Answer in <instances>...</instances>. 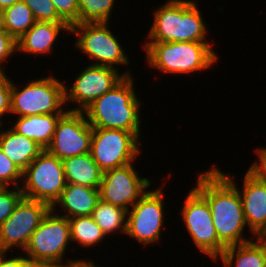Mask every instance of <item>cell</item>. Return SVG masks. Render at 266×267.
<instances>
[{"label": "cell", "mask_w": 266, "mask_h": 267, "mask_svg": "<svg viewBox=\"0 0 266 267\" xmlns=\"http://www.w3.org/2000/svg\"><path fill=\"white\" fill-rule=\"evenodd\" d=\"M63 114H41L17 117L13 129L35 141L43 150L51 144L57 123Z\"/></svg>", "instance_id": "20"}, {"label": "cell", "mask_w": 266, "mask_h": 267, "mask_svg": "<svg viewBox=\"0 0 266 267\" xmlns=\"http://www.w3.org/2000/svg\"><path fill=\"white\" fill-rule=\"evenodd\" d=\"M96 264L93 262V261H84V260H80L76 266L77 267H98V266H95Z\"/></svg>", "instance_id": "36"}, {"label": "cell", "mask_w": 266, "mask_h": 267, "mask_svg": "<svg viewBox=\"0 0 266 267\" xmlns=\"http://www.w3.org/2000/svg\"><path fill=\"white\" fill-rule=\"evenodd\" d=\"M57 14L69 25L78 24V0H51Z\"/></svg>", "instance_id": "30"}, {"label": "cell", "mask_w": 266, "mask_h": 267, "mask_svg": "<svg viewBox=\"0 0 266 267\" xmlns=\"http://www.w3.org/2000/svg\"><path fill=\"white\" fill-rule=\"evenodd\" d=\"M17 52L16 40L3 28L0 31V73H5L2 70V65L8 57H11Z\"/></svg>", "instance_id": "32"}, {"label": "cell", "mask_w": 266, "mask_h": 267, "mask_svg": "<svg viewBox=\"0 0 266 267\" xmlns=\"http://www.w3.org/2000/svg\"><path fill=\"white\" fill-rule=\"evenodd\" d=\"M24 198L42 201L51 207L60 198L67 181L62 160L46 149L22 172Z\"/></svg>", "instance_id": "7"}, {"label": "cell", "mask_w": 266, "mask_h": 267, "mask_svg": "<svg viewBox=\"0 0 266 267\" xmlns=\"http://www.w3.org/2000/svg\"><path fill=\"white\" fill-rule=\"evenodd\" d=\"M23 197L20 187L10 190L9 186H0V225L12 215Z\"/></svg>", "instance_id": "28"}, {"label": "cell", "mask_w": 266, "mask_h": 267, "mask_svg": "<svg viewBox=\"0 0 266 267\" xmlns=\"http://www.w3.org/2000/svg\"><path fill=\"white\" fill-rule=\"evenodd\" d=\"M65 83L57 80L55 76L35 79L23 89H19L11 81V109L10 113L18 117L41 114H64Z\"/></svg>", "instance_id": "6"}, {"label": "cell", "mask_w": 266, "mask_h": 267, "mask_svg": "<svg viewBox=\"0 0 266 267\" xmlns=\"http://www.w3.org/2000/svg\"><path fill=\"white\" fill-rule=\"evenodd\" d=\"M3 29L2 12L0 11V31Z\"/></svg>", "instance_id": "39"}, {"label": "cell", "mask_w": 266, "mask_h": 267, "mask_svg": "<svg viewBox=\"0 0 266 267\" xmlns=\"http://www.w3.org/2000/svg\"><path fill=\"white\" fill-rule=\"evenodd\" d=\"M33 267H56L52 265H34Z\"/></svg>", "instance_id": "40"}, {"label": "cell", "mask_w": 266, "mask_h": 267, "mask_svg": "<svg viewBox=\"0 0 266 267\" xmlns=\"http://www.w3.org/2000/svg\"><path fill=\"white\" fill-rule=\"evenodd\" d=\"M116 0H78L80 23L110 22Z\"/></svg>", "instance_id": "26"}, {"label": "cell", "mask_w": 266, "mask_h": 267, "mask_svg": "<svg viewBox=\"0 0 266 267\" xmlns=\"http://www.w3.org/2000/svg\"><path fill=\"white\" fill-rule=\"evenodd\" d=\"M118 69L99 65H89L77 74L72 86L64 89L65 103L73 102L78 106L70 111H83L93 101L111 90L125 76H131L129 70L118 73ZM70 88V89H68ZM68 102V103H67Z\"/></svg>", "instance_id": "12"}, {"label": "cell", "mask_w": 266, "mask_h": 267, "mask_svg": "<svg viewBox=\"0 0 266 267\" xmlns=\"http://www.w3.org/2000/svg\"><path fill=\"white\" fill-rule=\"evenodd\" d=\"M146 60L168 74H189L209 69L218 60L211 42H146Z\"/></svg>", "instance_id": "4"}, {"label": "cell", "mask_w": 266, "mask_h": 267, "mask_svg": "<svg viewBox=\"0 0 266 267\" xmlns=\"http://www.w3.org/2000/svg\"><path fill=\"white\" fill-rule=\"evenodd\" d=\"M195 0H169L154 13L146 42H210Z\"/></svg>", "instance_id": "3"}, {"label": "cell", "mask_w": 266, "mask_h": 267, "mask_svg": "<svg viewBox=\"0 0 266 267\" xmlns=\"http://www.w3.org/2000/svg\"><path fill=\"white\" fill-rule=\"evenodd\" d=\"M134 79L125 76L111 90L83 110L92 128L120 129L141 135V101L136 95Z\"/></svg>", "instance_id": "2"}, {"label": "cell", "mask_w": 266, "mask_h": 267, "mask_svg": "<svg viewBox=\"0 0 266 267\" xmlns=\"http://www.w3.org/2000/svg\"><path fill=\"white\" fill-rule=\"evenodd\" d=\"M213 167V168H212ZM198 175L195 189L206 199L210 206L213 224L218 240L225 246L250 242L243 236L247 226L240 194L229 174H225L217 166ZM245 237V238H244Z\"/></svg>", "instance_id": "1"}, {"label": "cell", "mask_w": 266, "mask_h": 267, "mask_svg": "<svg viewBox=\"0 0 266 267\" xmlns=\"http://www.w3.org/2000/svg\"><path fill=\"white\" fill-rule=\"evenodd\" d=\"M61 31L70 32V26L66 22H36L16 40L17 51L35 55L52 53Z\"/></svg>", "instance_id": "17"}, {"label": "cell", "mask_w": 266, "mask_h": 267, "mask_svg": "<svg viewBox=\"0 0 266 267\" xmlns=\"http://www.w3.org/2000/svg\"><path fill=\"white\" fill-rule=\"evenodd\" d=\"M32 11L37 22H65L51 0H22Z\"/></svg>", "instance_id": "27"}, {"label": "cell", "mask_w": 266, "mask_h": 267, "mask_svg": "<svg viewBox=\"0 0 266 267\" xmlns=\"http://www.w3.org/2000/svg\"><path fill=\"white\" fill-rule=\"evenodd\" d=\"M11 109V79L0 73V128L3 124L1 117L10 113Z\"/></svg>", "instance_id": "31"}, {"label": "cell", "mask_w": 266, "mask_h": 267, "mask_svg": "<svg viewBox=\"0 0 266 267\" xmlns=\"http://www.w3.org/2000/svg\"><path fill=\"white\" fill-rule=\"evenodd\" d=\"M67 183L99 189L103 171L90 152L62 160Z\"/></svg>", "instance_id": "21"}, {"label": "cell", "mask_w": 266, "mask_h": 267, "mask_svg": "<svg viewBox=\"0 0 266 267\" xmlns=\"http://www.w3.org/2000/svg\"><path fill=\"white\" fill-rule=\"evenodd\" d=\"M266 267V242H265V266Z\"/></svg>", "instance_id": "41"}, {"label": "cell", "mask_w": 266, "mask_h": 267, "mask_svg": "<svg viewBox=\"0 0 266 267\" xmlns=\"http://www.w3.org/2000/svg\"><path fill=\"white\" fill-rule=\"evenodd\" d=\"M134 163L103 172L99 187L102 201L128 211L151 185L148 178H141L134 170Z\"/></svg>", "instance_id": "15"}, {"label": "cell", "mask_w": 266, "mask_h": 267, "mask_svg": "<svg viewBox=\"0 0 266 267\" xmlns=\"http://www.w3.org/2000/svg\"><path fill=\"white\" fill-rule=\"evenodd\" d=\"M19 0H0V11L3 9L12 6L14 3H16Z\"/></svg>", "instance_id": "35"}, {"label": "cell", "mask_w": 266, "mask_h": 267, "mask_svg": "<svg viewBox=\"0 0 266 267\" xmlns=\"http://www.w3.org/2000/svg\"><path fill=\"white\" fill-rule=\"evenodd\" d=\"M71 242L68 218L56 214L52 209L33 232L24 253L34 265L72 267L80 260L65 259V250ZM64 256V259H63ZM63 261V262H62ZM66 262V263H65Z\"/></svg>", "instance_id": "5"}, {"label": "cell", "mask_w": 266, "mask_h": 267, "mask_svg": "<svg viewBox=\"0 0 266 267\" xmlns=\"http://www.w3.org/2000/svg\"><path fill=\"white\" fill-rule=\"evenodd\" d=\"M162 188L146 191L127 211L126 235L142 245L158 243L164 222Z\"/></svg>", "instance_id": "11"}, {"label": "cell", "mask_w": 266, "mask_h": 267, "mask_svg": "<svg viewBox=\"0 0 266 267\" xmlns=\"http://www.w3.org/2000/svg\"><path fill=\"white\" fill-rule=\"evenodd\" d=\"M237 190L246 224L256 239L266 228V183L249 169L244 176L242 191Z\"/></svg>", "instance_id": "16"}, {"label": "cell", "mask_w": 266, "mask_h": 267, "mask_svg": "<svg viewBox=\"0 0 266 267\" xmlns=\"http://www.w3.org/2000/svg\"><path fill=\"white\" fill-rule=\"evenodd\" d=\"M92 131L83 111L67 110L60 117L46 150L61 160L89 153Z\"/></svg>", "instance_id": "14"}, {"label": "cell", "mask_w": 266, "mask_h": 267, "mask_svg": "<svg viewBox=\"0 0 266 267\" xmlns=\"http://www.w3.org/2000/svg\"><path fill=\"white\" fill-rule=\"evenodd\" d=\"M22 171L3 153L0 148V186L20 187L18 182L22 181Z\"/></svg>", "instance_id": "29"}, {"label": "cell", "mask_w": 266, "mask_h": 267, "mask_svg": "<svg viewBox=\"0 0 266 267\" xmlns=\"http://www.w3.org/2000/svg\"><path fill=\"white\" fill-rule=\"evenodd\" d=\"M34 264L25 256H11L10 258H2L0 267H33Z\"/></svg>", "instance_id": "34"}, {"label": "cell", "mask_w": 266, "mask_h": 267, "mask_svg": "<svg viewBox=\"0 0 266 267\" xmlns=\"http://www.w3.org/2000/svg\"><path fill=\"white\" fill-rule=\"evenodd\" d=\"M99 199V189L67 183L62 190L60 198L52 206V210H56L55 207L57 204L66 213L61 216L68 219L78 216H90Z\"/></svg>", "instance_id": "18"}, {"label": "cell", "mask_w": 266, "mask_h": 267, "mask_svg": "<svg viewBox=\"0 0 266 267\" xmlns=\"http://www.w3.org/2000/svg\"><path fill=\"white\" fill-rule=\"evenodd\" d=\"M257 238L262 242H266V228L263 230V232Z\"/></svg>", "instance_id": "37"}, {"label": "cell", "mask_w": 266, "mask_h": 267, "mask_svg": "<svg viewBox=\"0 0 266 267\" xmlns=\"http://www.w3.org/2000/svg\"><path fill=\"white\" fill-rule=\"evenodd\" d=\"M3 28L15 39H19L37 21L30 8L19 0L2 11Z\"/></svg>", "instance_id": "23"}, {"label": "cell", "mask_w": 266, "mask_h": 267, "mask_svg": "<svg viewBox=\"0 0 266 267\" xmlns=\"http://www.w3.org/2000/svg\"><path fill=\"white\" fill-rule=\"evenodd\" d=\"M259 162L252 163L249 169L266 183V148L256 149Z\"/></svg>", "instance_id": "33"}, {"label": "cell", "mask_w": 266, "mask_h": 267, "mask_svg": "<svg viewBox=\"0 0 266 267\" xmlns=\"http://www.w3.org/2000/svg\"><path fill=\"white\" fill-rule=\"evenodd\" d=\"M0 148L22 172L43 151L35 141L17 133L12 127L0 131Z\"/></svg>", "instance_id": "19"}, {"label": "cell", "mask_w": 266, "mask_h": 267, "mask_svg": "<svg viewBox=\"0 0 266 267\" xmlns=\"http://www.w3.org/2000/svg\"><path fill=\"white\" fill-rule=\"evenodd\" d=\"M180 214L193 244L215 261L226 247L218 240L209 204L194 187L186 196Z\"/></svg>", "instance_id": "10"}, {"label": "cell", "mask_w": 266, "mask_h": 267, "mask_svg": "<svg viewBox=\"0 0 266 267\" xmlns=\"http://www.w3.org/2000/svg\"><path fill=\"white\" fill-rule=\"evenodd\" d=\"M6 251L3 249V247L0 245V261H1V259L5 256H7L6 255Z\"/></svg>", "instance_id": "38"}, {"label": "cell", "mask_w": 266, "mask_h": 267, "mask_svg": "<svg viewBox=\"0 0 266 267\" xmlns=\"http://www.w3.org/2000/svg\"><path fill=\"white\" fill-rule=\"evenodd\" d=\"M256 239L226 247L214 262L220 259L224 267H264L265 242Z\"/></svg>", "instance_id": "22"}, {"label": "cell", "mask_w": 266, "mask_h": 267, "mask_svg": "<svg viewBox=\"0 0 266 267\" xmlns=\"http://www.w3.org/2000/svg\"><path fill=\"white\" fill-rule=\"evenodd\" d=\"M108 26V22L73 24L69 33L78 37L74 42L75 47L86 53L90 59L96 60L92 65L118 69L116 65L126 66L130 60Z\"/></svg>", "instance_id": "8"}, {"label": "cell", "mask_w": 266, "mask_h": 267, "mask_svg": "<svg viewBox=\"0 0 266 267\" xmlns=\"http://www.w3.org/2000/svg\"><path fill=\"white\" fill-rule=\"evenodd\" d=\"M71 242L85 247L96 246L106 237L100 226L93 220L92 216H78L69 218Z\"/></svg>", "instance_id": "25"}, {"label": "cell", "mask_w": 266, "mask_h": 267, "mask_svg": "<svg viewBox=\"0 0 266 267\" xmlns=\"http://www.w3.org/2000/svg\"><path fill=\"white\" fill-rule=\"evenodd\" d=\"M138 140L129 131L93 128L90 154L103 172L122 167L133 163L141 154Z\"/></svg>", "instance_id": "9"}, {"label": "cell", "mask_w": 266, "mask_h": 267, "mask_svg": "<svg viewBox=\"0 0 266 267\" xmlns=\"http://www.w3.org/2000/svg\"><path fill=\"white\" fill-rule=\"evenodd\" d=\"M91 216L106 236L115 231L126 234L127 211L125 209L99 199ZM119 229L121 231H118Z\"/></svg>", "instance_id": "24"}, {"label": "cell", "mask_w": 266, "mask_h": 267, "mask_svg": "<svg viewBox=\"0 0 266 267\" xmlns=\"http://www.w3.org/2000/svg\"><path fill=\"white\" fill-rule=\"evenodd\" d=\"M52 207L42 201L22 198L12 215L0 225V245L6 252L12 247L24 251L33 232Z\"/></svg>", "instance_id": "13"}]
</instances>
